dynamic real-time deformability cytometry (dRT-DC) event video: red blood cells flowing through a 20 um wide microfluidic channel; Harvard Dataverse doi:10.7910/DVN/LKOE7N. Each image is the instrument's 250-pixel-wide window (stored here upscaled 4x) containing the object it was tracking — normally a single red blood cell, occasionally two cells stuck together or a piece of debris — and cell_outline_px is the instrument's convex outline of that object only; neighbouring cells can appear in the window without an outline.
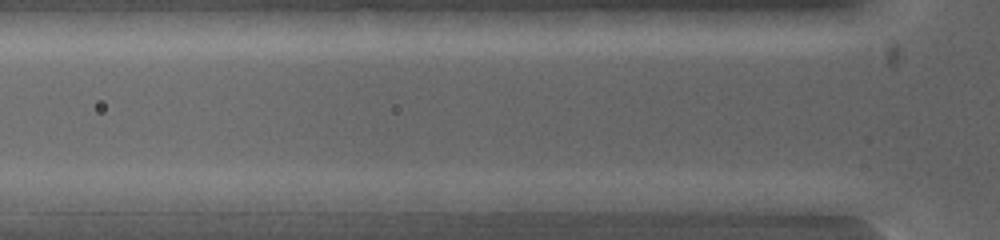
{"species": "common noctule bat (a hibernating species)", "species_latin": "Nyctalus noctula", "temperature_condition": "warm", "stored_images_in_passage": 4, "camera_frame_rate_fps": 5000, "um_per_image_px": 0.085, "animal": {"sex": "female", "body_mass_g": 19.0, "forearm_length_mm": 53.3}, "frame": {"image": 1, "passage_image": 2, "time_ms": 0.2, "image_size_px": [1000, 240], "cell_outline_px": [[604, 200], [568, 212], [496, 212], [492, 200], [560, 192], [584, 192]], "centroid_in_image_um": [46.42, 17.23], "position_along_channel_um": 79.4, "area_um2": 11.91}}